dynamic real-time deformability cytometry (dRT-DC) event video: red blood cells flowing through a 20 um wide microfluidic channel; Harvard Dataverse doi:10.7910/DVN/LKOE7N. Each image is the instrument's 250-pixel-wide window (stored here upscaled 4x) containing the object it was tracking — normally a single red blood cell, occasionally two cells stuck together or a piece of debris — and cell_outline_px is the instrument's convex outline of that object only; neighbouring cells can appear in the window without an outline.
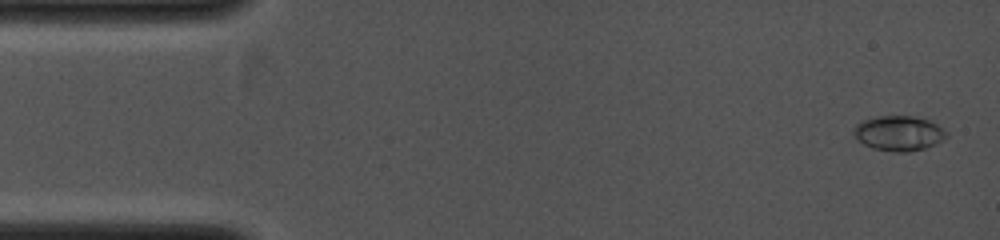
{"species": "common noctule bat (a hibernating species)", "species_latin": "Nyctalus noctula", "temperature_condition": "cold", "stored_images_in_passage": 14, "camera_frame_rate_fps": 4000, "um_per_image_px": 0.085, "animal": {"sex": "female", "body_mass_g": 19.0, "forearm_length_mm": 53.3}, "frame": {"image": 1, "passage_image": 1, "time_ms": 0.0, "image_size_px": [1000, 240], "cell_outline_px": [[948, 136], [936, 144], [924, 148], [908, 152], [896, 152], [872, 148], [864, 144], [852, 132], [856, 124], [864, 120], [876, 116], [912, 116], [928, 120], [936, 124], [948, 132]], "centroid_in_image_um": [76.41, 11.33], "position_along_channel_um": 8.6, "area_um2": 18.79}}
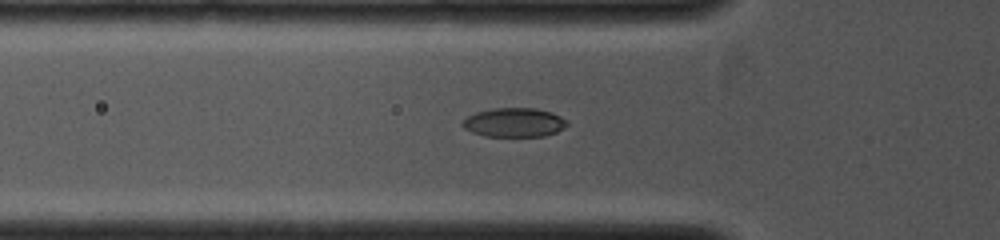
{"frame": {"image": 2, "passage_image": 11, "time_ms": 3.5, "image_size_px": [1000, 240], "cell_outline_px": [[568, 124], [564, 128], [556, 132], [544, 136], [484, 136], [472, 132], [464, 128], [460, 124], [468, 116], [476, 112], [492, 108], [536, 108], [552, 112], [568, 120]], "centroid_in_image_um": [43.72, 10.4], "position_along_channel_um": 82.1, "area_um2": 17.8}}
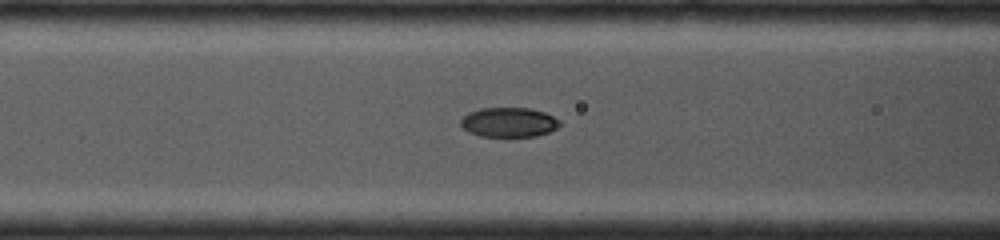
{"frame": {"image": 3, "passage_image": 13, "time_ms": 4.25, "image_size_px": [1000, 240], "cell_outline_px": [[560, 124], [556, 128], [548, 132], [536, 136], [480, 136], [468, 132], [460, 124], [460, 120], [468, 112], [480, 108], [528, 108], [544, 112], [560, 120]], "centroid_in_image_um": [43.23, 10.39], "position_along_channel_um": 123.4, "area_um2": 16.99}}